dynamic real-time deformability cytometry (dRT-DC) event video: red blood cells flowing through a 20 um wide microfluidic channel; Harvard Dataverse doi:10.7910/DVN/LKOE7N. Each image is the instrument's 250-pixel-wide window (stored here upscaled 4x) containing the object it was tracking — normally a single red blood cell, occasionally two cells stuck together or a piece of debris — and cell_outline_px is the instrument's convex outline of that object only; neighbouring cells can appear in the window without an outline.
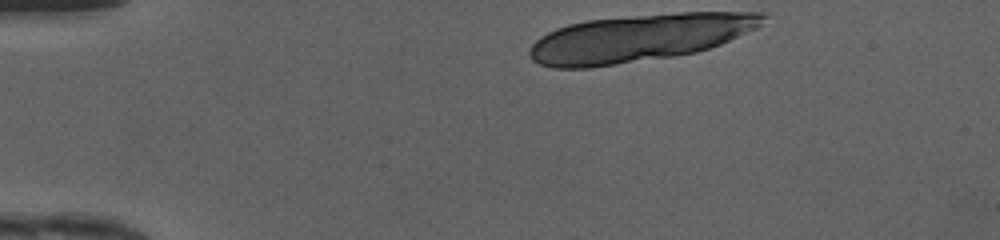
{"species": "human", "species_latin": "Homo sapiens", "temperature_condition": "cold", "stored_images_in_passage": 10, "camera_frame_rate_fps": 3000, "um_per_image_px": 0.085, "donor": {"sex": "female"}, "frame": {"image": 1, "passage_image": 1, "time_ms": 0.0, "image_size_px": [1000, 240], "cell_outline_px": [[768, 16], [756, 28], [720, 44], [696, 52], [676, 56], [592, 68], [552, 68], [540, 64], [532, 60], [528, 52], [532, 44], [540, 36], [556, 28], [568, 24], [588, 20], [680, 12], [768, 12]], "centroid_in_image_um": [54.31, 3.23], "position_along_channel_um": 30.7, "area_um2": 64.5}}